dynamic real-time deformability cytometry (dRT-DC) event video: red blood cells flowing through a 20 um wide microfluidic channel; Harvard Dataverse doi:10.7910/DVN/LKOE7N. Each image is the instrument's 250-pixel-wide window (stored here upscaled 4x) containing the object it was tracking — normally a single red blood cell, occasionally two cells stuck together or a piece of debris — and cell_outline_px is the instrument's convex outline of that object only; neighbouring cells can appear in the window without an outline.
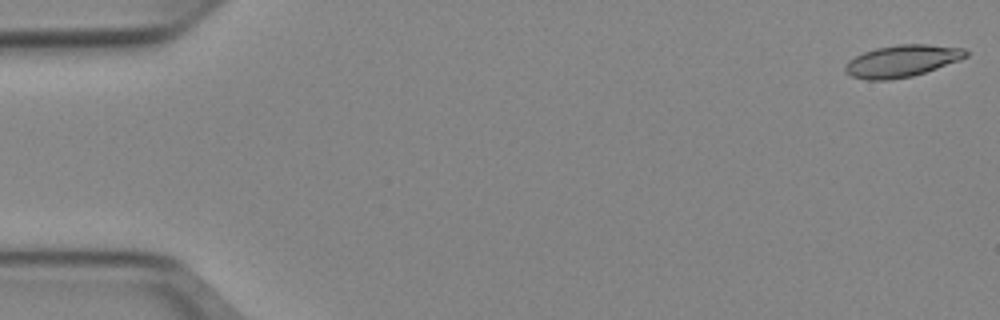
{"species": "Egyptian fruit bat (a non-hibernating species)", "species_latin": "Rousettus aegyptiacus", "temperature_condition": "cold", "stored_images_in_passage": 51, "camera_frame_rate_fps": 3000, "um_per_image_px": 0.085, "animal": {"sex": "female"}, "frame": {"image": 1, "passage_image": 1, "time_ms": 0.0, "image_size_px": [1000, 320], "cell_outline_px": [[968, 56], [960, 60], [912, 76], [888, 80], [868, 80], [852, 76], [844, 72], [844, 68], [848, 60], [864, 52], [876, 48], [896, 44], [928, 44], [964, 48], [968, 52]], "centroid_in_image_um": [76.66, 5.17], "position_along_channel_um": 8.3, "area_um2": 22.43}}
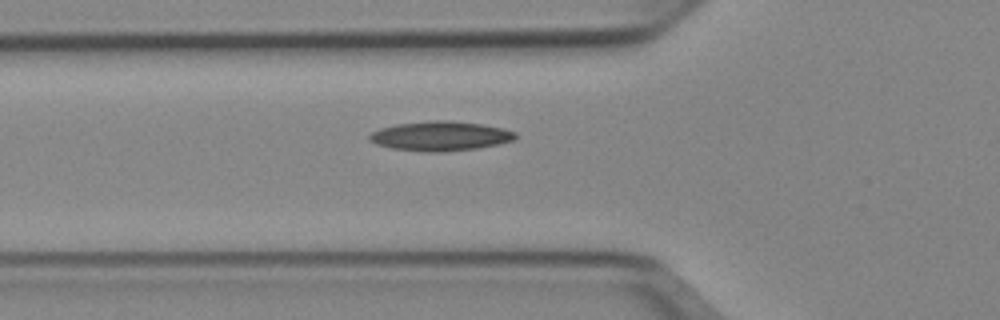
{"frame": {"image": 2, "passage_image": 18, "time_ms": 5.667, "image_size_px": [1000, 320], "cell_outline_px": [[516, 140], [500, 144], [476, 148], [440, 152], [424, 152], [392, 148], [376, 144], [368, 140], [368, 136], [372, 132], [380, 128], [396, 124], [436, 120], [444, 120], [480, 124], [504, 128], [516, 132]], "centroid_in_image_um": [37.44, 11.57], "position_along_channel_um": 88.4, "area_um2": 25.09}}
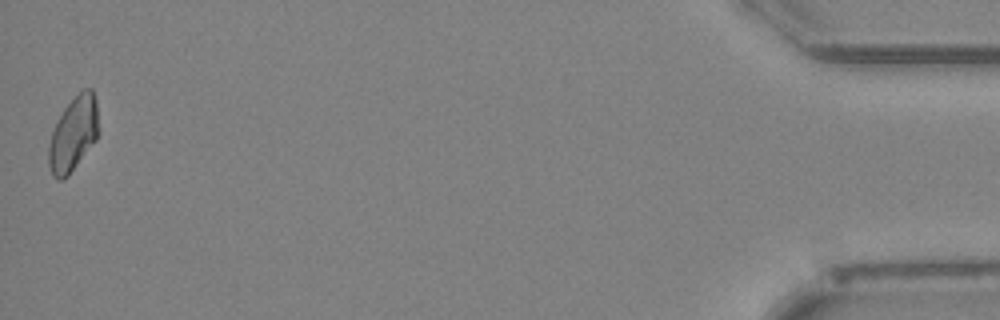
{"frame": {"image": 3, "passage_image": 51, "time_ms": 16.667, "image_size_px": [1000, 320], "cell_outline_px": [[100, 132], [96, 140], [68, 176], [64, 180], [56, 180], [52, 176], [48, 164], [48, 144], [52, 132], [64, 108], [84, 88], [92, 88], [96, 100]], "centroid_in_image_um": [6.24, 11.42], "position_along_channel_um": 429.0, "area_um2": 21.79}}